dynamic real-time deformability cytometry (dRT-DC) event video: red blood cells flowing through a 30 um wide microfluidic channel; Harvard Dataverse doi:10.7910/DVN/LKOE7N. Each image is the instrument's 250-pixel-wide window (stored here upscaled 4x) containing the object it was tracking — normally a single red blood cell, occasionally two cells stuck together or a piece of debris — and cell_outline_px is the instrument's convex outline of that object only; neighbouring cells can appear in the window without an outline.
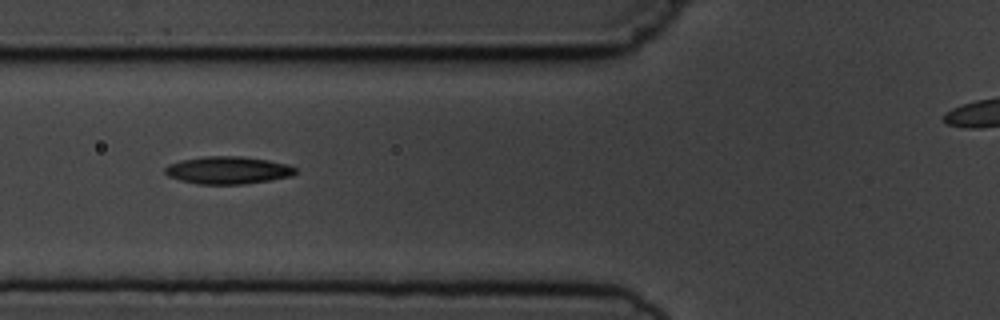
{"species": "common noctule bat (a hibernating species)", "species_latin": "Nyctalus noctula", "temperature_condition": "cold", "stored_images_in_passage": 8, "camera_frame_rate_fps": 3000, "um_per_image_px": 0.085, "animal": {"sex": "male", "body_mass_g": 19.5, "forearm_length_mm": 54.6}, "frame": {"image": 1, "passage_image": 6, "time_ms": 6.333, "image_size_px": [1000, 320], "cell_outline_px": [[296, 172], [292, 176], [244, 184], [196, 184], [180, 180], [168, 176], [164, 172], [164, 168], [168, 164], [180, 160], [204, 156], [240, 156], [268, 160], [288, 164], [296, 168]], "centroid_in_image_um": [19.34, 14.46], "position_along_channel_um": 106.5, "area_um2": 20.98}}
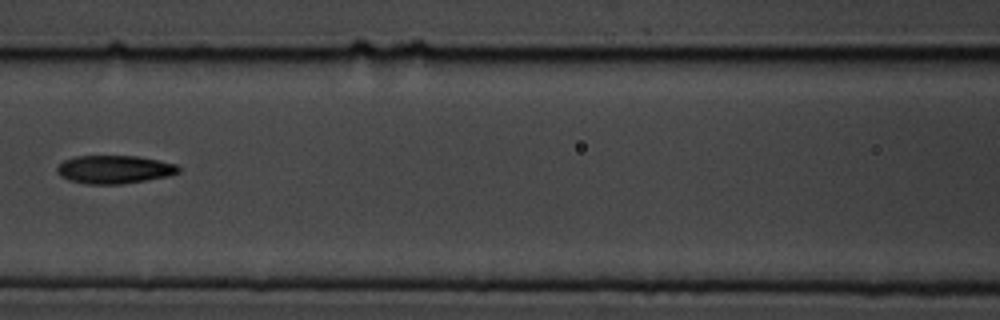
{"frame": {"image": 2, "passage_image": 7, "time_ms": 7.667, "image_size_px": [1000, 320], "cell_outline_px": [[180, 172], [168, 176], [120, 184], [84, 184], [68, 180], [60, 176], [56, 172], [56, 168], [64, 160], [76, 156], [136, 156], [176, 164], [180, 168]], "centroid_in_image_um": [9.68, 14.41], "position_along_channel_um": 156.9, "area_um2": 19.88}}
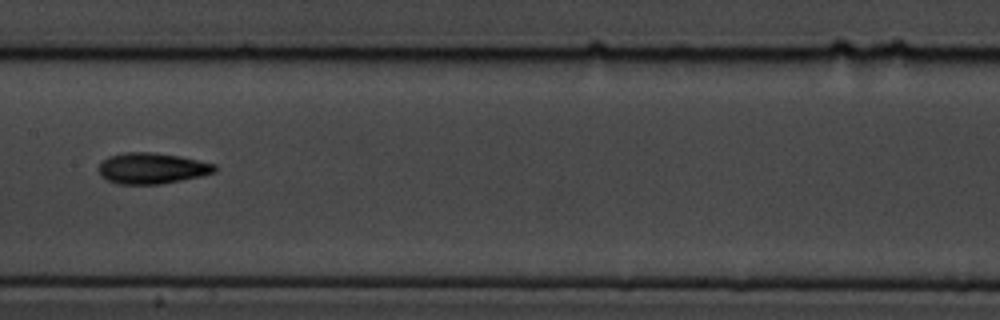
{"frame": {"image": 3, "passage_image": 8, "time_ms": 8.667, "image_size_px": [1000, 320], "cell_outline_px": [[216, 172], [200, 176], [160, 184], [120, 184], [108, 180], [100, 176], [96, 168], [108, 156], [124, 152], [152, 152], [180, 156], [216, 164]], "centroid_in_image_um": [12.89, 14.3], "position_along_channel_um": 194.5, "area_um2": 20.98}}